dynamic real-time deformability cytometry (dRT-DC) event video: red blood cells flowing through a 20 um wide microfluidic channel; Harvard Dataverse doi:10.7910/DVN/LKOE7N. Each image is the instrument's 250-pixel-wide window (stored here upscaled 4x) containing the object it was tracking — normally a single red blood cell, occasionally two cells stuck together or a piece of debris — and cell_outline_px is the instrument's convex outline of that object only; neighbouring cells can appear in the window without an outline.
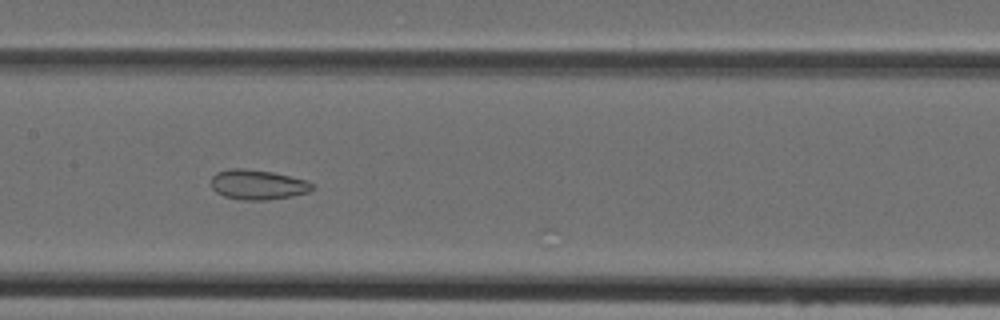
{"species": "Egyptian fruit bat (a non-hibernating species)", "species_latin": "Rousettus aegyptiacus", "temperature_condition": "cold", "stored_images_in_passage": 48, "camera_frame_rate_fps": 3000, "um_per_image_px": 0.085, "animal": {"sex": "female"}, "frame": {"image": 1, "passage_image": 24, "time_ms": 7.667, "image_size_px": [1000, 320], "cell_outline_px": [[316, 188], [308, 192], [292, 196], [264, 200], [244, 200], [224, 196], [216, 192], [212, 188], [212, 176], [216, 172], [228, 168], [244, 168], [272, 172], [308, 180]], "centroid_in_image_um": [21.91, 15.68], "position_along_channel_um": 185.5, "area_um2": 17.69}}
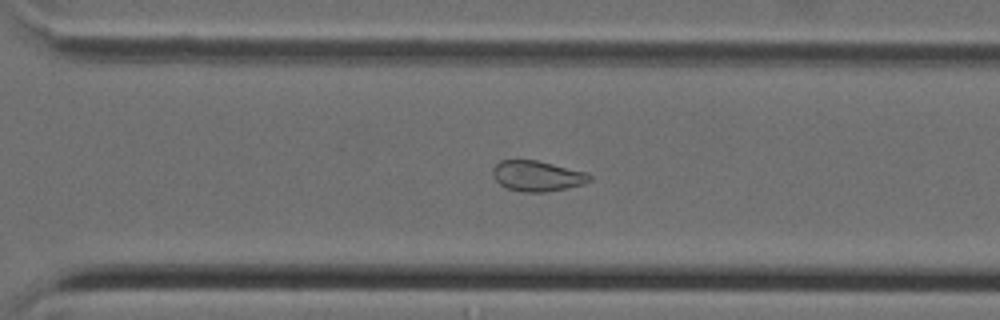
{"frame": {"image": 2, "passage_image": 34, "time_ms": 11.0, "image_size_px": [1000, 320], "cell_outline_px": [[592, 180], [584, 184], [544, 192], [524, 192], [508, 188], [500, 184], [492, 176], [492, 168], [500, 160], [536, 160], [584, 172], [592, 176]], "centroid_in_image_um": [45.63, 14.95], "position_along_channel_um": 325.0, "area_um2": 16.99}}
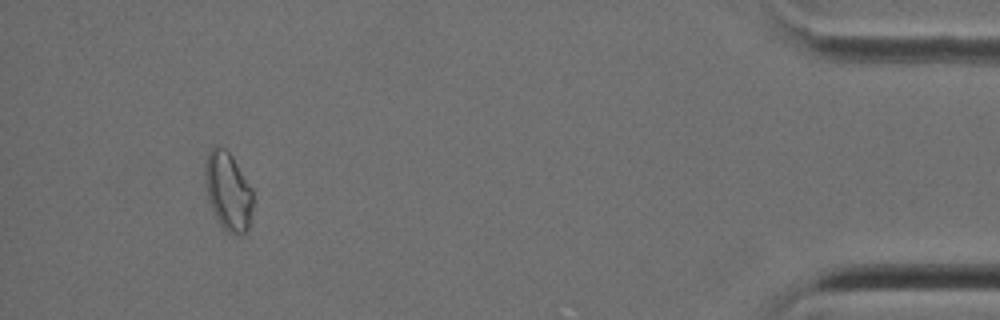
{"frame": {"image": 3, "passage_image": 45, "time_ms": 14.667, "image_size_px": [1000, 320], "cell_outline_px": [[252, 208], [248, 232], [240, 236], [236, 236], [228, 232], [220, 224], [208, 200], [204, 184], [204, 164], [208, 152], [216, 144], [224, 148], [232, 156], [252, 188]], "centroid_in_image_um": [19.37, 16.26], "position_along_channel_um": 415.8, "area_um2": 22.14}}